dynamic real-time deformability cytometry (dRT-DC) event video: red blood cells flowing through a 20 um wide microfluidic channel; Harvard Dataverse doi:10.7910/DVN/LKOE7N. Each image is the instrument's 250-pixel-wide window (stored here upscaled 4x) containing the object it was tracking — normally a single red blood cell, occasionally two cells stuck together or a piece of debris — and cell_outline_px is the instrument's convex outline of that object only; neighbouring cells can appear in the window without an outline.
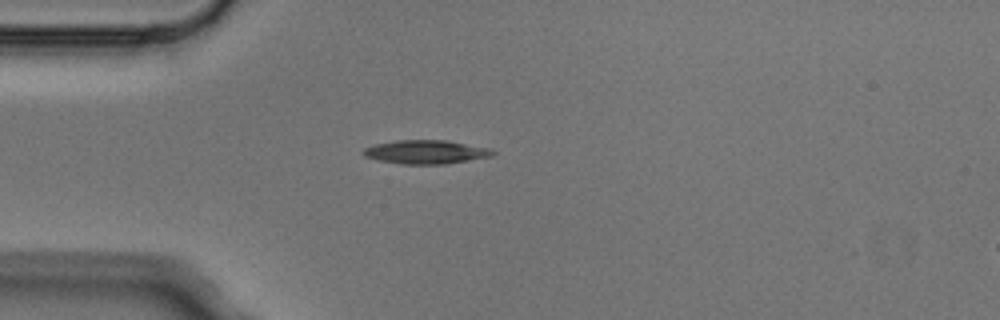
{"species": "Egyptian fruit bat (a non-hibernating species)", "species_latin": "Rousettus aegyptiacus", "temperature_condition": "cold", "stored_images_in_passage": 3, "camera_frame_rate_fps": 3000, "um_per_image_px": 0.085, "animal": {"sex": "male"}, "frame": {"image": 1, "passage_image": 3, "time_ms": 0.667, "image_size_px": [1000, 320], "cell_outline_px": [[496, 152], [492, 156], [444, 164], [400, 164], [380, 160], [364, 156], [360, 152], [364, 148], [376, 144], [396, 140], [444, 140], [488, 148]], "centroid_in_image_um": [36.15, 12.92], "position_along_channel_um": 48.8, "area_um2": 17.69}}